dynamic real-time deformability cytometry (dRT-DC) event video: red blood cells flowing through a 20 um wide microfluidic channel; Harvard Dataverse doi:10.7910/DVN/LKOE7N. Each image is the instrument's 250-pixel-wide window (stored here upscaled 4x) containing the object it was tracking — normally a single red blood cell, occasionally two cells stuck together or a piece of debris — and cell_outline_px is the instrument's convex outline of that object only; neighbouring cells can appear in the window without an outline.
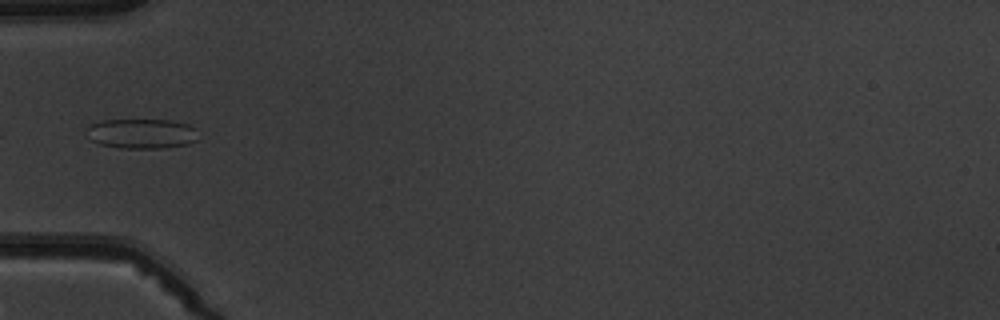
{"species": "common noctule bat (a hibernating species)", "species_latin": "Nyctalus noctula", "temperature_condition": "warm", "stored_images_in_passage": 5, "camera_frame_rate_fps": 3000, "um_per_image_px": 0.085, "animal": {"sex": "male", "body_mass_g": 19.5, "forearm_length_mm": 54.6}, "frame": {"image": 1, "passage_image": 5, "time_ms": 5.333, "image_size_px": [1000, 320], "cell_outline_px": [[196, 140], [188, 144], [164, 148], [116, 148], [100, 144], [92, 140], [84, 128], [92, 124], [104, 120], [172, 120], [188, 124], [196, 128]], "centroid_in_image_um": [12.04, 11.36], "position_along_channel_um": 73.0, "area_um2": 19.48}}